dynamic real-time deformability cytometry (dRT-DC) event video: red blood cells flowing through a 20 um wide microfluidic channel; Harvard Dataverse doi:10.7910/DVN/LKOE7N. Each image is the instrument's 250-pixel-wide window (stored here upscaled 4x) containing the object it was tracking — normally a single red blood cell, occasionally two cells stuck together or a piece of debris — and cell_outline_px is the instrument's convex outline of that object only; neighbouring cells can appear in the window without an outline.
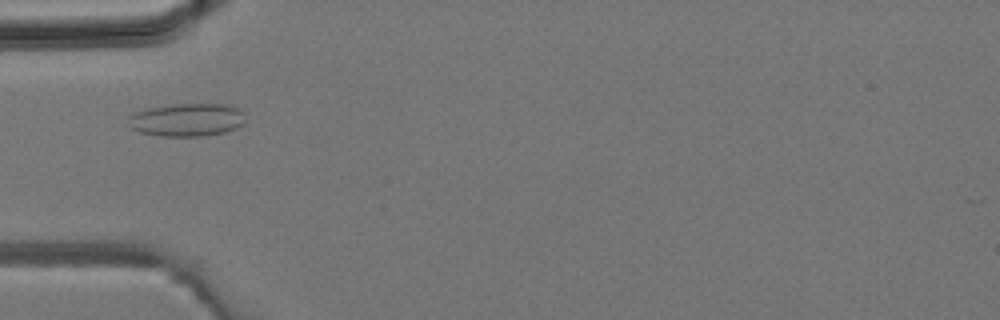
{"species": "common noctule bat (a hibernating species)", "species_latin": "Nyctalus noctula", "temperature_condition": "room temperature", "stored_images_in_passage": 3, "camera_frame_rate_fps": 3000, "um_per_image_px": 0.085, "animal": {"sex": "male", "body_mass_g": 19.2, "forearm_length_mm": 51.8}, "frame": {"image": 1, "passage_image": 3, "time_ms": 0.667, "image_size_px": [1000, 320], "cell_outline_px": [[244, 124], [236, 128], [224, 132], [204, 136], [160, 136], [140, 132], [128, 128], [128, 116], [136, 112], [148, 108], [172, 104], [232, 104], [244, 112]], "centroid_in_image_um": [15.89, 10.18], "position_along_channel_um": 69.1, "area_um2": 22.83}}